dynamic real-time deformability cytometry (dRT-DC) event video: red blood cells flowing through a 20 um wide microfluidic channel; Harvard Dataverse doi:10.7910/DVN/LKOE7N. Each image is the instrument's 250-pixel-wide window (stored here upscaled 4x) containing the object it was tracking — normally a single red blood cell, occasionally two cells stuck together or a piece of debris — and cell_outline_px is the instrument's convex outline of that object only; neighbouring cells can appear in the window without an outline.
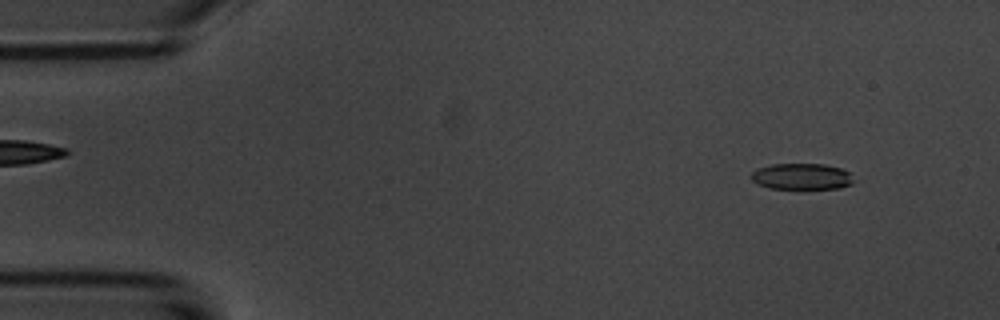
{"species": "common noctule bat (a hibernating species)", "species_latin": "Nyctalus noctula", "temperature_condition": "room temperature", "stored_images_in_passage": 4, "camera_frame_rate_fps": 3000, "um_per_image_px": 0.085, "animal": {"sex": "male", "body_mass_g": 20.1, "forearm_length_mm": 53.5}, "frame": {"image": 1, "passage_image": 1, "time_ms": 0.0, "image_size_px": [1000, 320], "cell_outline_px": [[856, 180], [852, 184], [840, 188], [768, 188], [756, 184], [748, 176], [756, 168], [772, 164], [824, 164], [840, 168], [848, 172]], "centroid_in_image_um": [68.11, 15.0], "position_along_channel_um": 16.9, "area_um2": 15.78}}
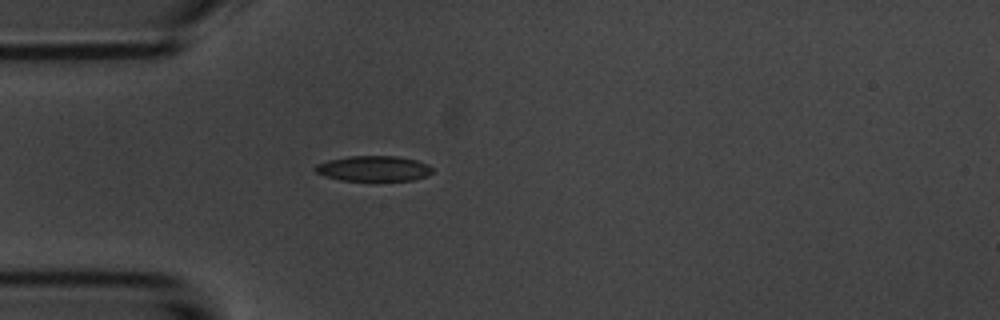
{"frame": {"image": 2, "passage_image": 4, "time_ms": 3.333, "image_size_px": [1000, 320], "cell_outline_px": [[432, 172], [424, 176], [412, 180], [340, 180], [324, 176], [316, 172], [312, 168], [316, 164], [328, 160], [348, 156], [396, 156], [416, 160], [428, 164], [432, 168]], "centroid_in_image_um": [31.7, 14.31], "position_along_channel_um": 53.3, "area_um2": 17.22}}